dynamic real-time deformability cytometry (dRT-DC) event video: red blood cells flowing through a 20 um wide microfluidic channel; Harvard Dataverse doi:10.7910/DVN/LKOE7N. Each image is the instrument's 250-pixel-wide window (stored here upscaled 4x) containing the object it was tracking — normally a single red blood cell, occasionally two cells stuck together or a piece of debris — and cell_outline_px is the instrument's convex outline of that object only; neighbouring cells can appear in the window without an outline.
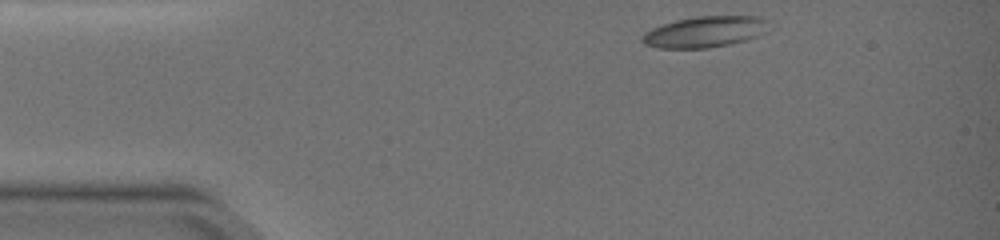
{"species": "common noctule bat (a hibernating species)", "species_latin": "Nyctalus noctula", "temperature_condition": "warm", "stored_images_in_passage": 17, "camera_frame_rate_fps": 3000, "um_per_image_px": 0.085, "animal": {"sex": "female", "body_mass_g": 19.0, "forearm_length_mm": 51.5}, "frame": {"image": 1, "passage_image": 1, "time_ms": 0.0, "image_size_px": [1000, 240], "cell_outline_px": [[776, 28], [756, 36], [744, 40], [728, 44], [708, 48], [660, 48], [644, 44], [640, 40], [640, 36], [644, 32], [652, 28], [676, 20], [696, 16], [760, 16], [776, 24]], "centroid_in_image_um": [60.01, 2.69], "position_along_channel_um": 25.0, "area_um2": 23.41}}
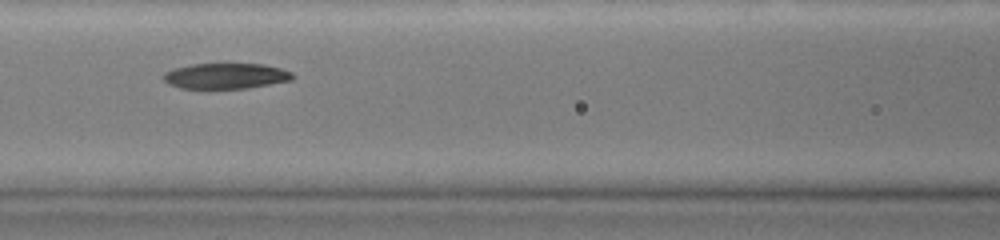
{"frame": {"image": 2, "passage_image": 12, "time_ms": 5.0, "image_size_px": [1000, 240], "cell_outline_px": [[296, 76], [292, 80], [248, 88], [180, 88], [168, 84], [164, 80], [164, 72], [176, 68], [192, 64], [264, 64], [280, 68], [292, 72]], "centroid_in_image_um": [19.23, 6.46], "position_along_channel_um": 147.4, "area_um2": 19.19}}
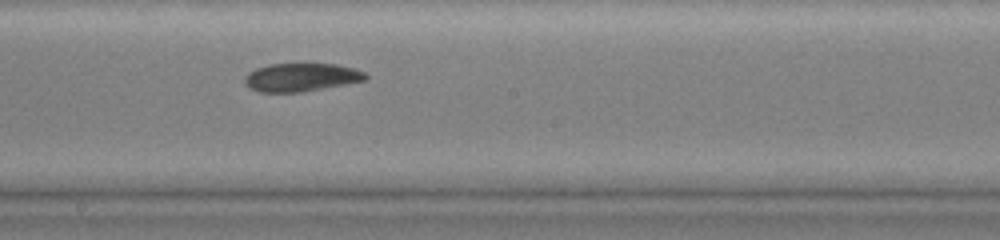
{"frame": {"image": 3, "passage_image": 17, "time_ms": 7.0, "image_size_px": [1000, 240], "cell_outline_px": [[368, 80], [300, 92], [260, 92], [248, 88], [244, 84], [244, 76], [248, 72], [256, 68], [268, 64], [300, 60], [336, 64], [356, 68], [364, 72], [368, 76]], "centroid_in_image_um": [25.58, 6.51], "position_along_channel_um": 222.6, "area_um2": 21.04}}